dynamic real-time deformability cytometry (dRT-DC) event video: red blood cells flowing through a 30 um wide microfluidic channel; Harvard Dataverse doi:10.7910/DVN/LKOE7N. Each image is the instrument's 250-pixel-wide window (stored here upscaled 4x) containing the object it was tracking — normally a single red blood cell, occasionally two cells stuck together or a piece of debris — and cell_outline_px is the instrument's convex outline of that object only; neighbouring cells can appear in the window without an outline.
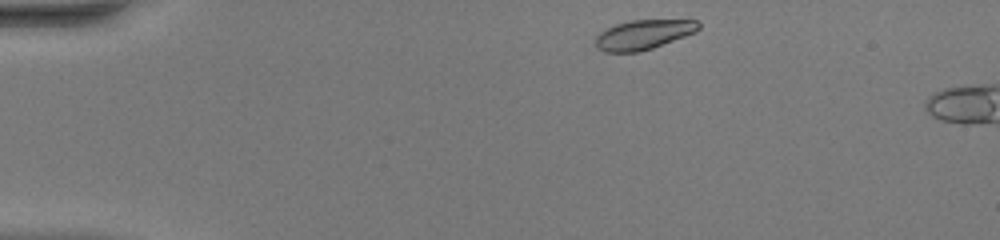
{"species": "common noctule bat (a hibernating species)", "species_latin": "Nyctalus noctula", "temperature_condition": "warm", "stored_images_in_passage": 5, "camera_frame_rate_fps": 3000, "um_per_image_px": 0.085, "animal": {"sex": "female", "body_mass_g": 20.0, "forearm_length_mm": 54.0}, "frame": {"image": 1, "passage_image": 2, "time_ms": 0.333, "image_size_px": [1000, 240], "cell_outline_px": [[700, 28], [696, 32], [652, 48], [640, 52], [604, 52], [596, 48], [596, 36], [600, 32], [616, 24], [632, 20], [696, 20], [700, 24]], "centroid_in_image_um": [54.68, 2.95], "position_along_channel_um": 30.3, "area_um2": 17.69}}